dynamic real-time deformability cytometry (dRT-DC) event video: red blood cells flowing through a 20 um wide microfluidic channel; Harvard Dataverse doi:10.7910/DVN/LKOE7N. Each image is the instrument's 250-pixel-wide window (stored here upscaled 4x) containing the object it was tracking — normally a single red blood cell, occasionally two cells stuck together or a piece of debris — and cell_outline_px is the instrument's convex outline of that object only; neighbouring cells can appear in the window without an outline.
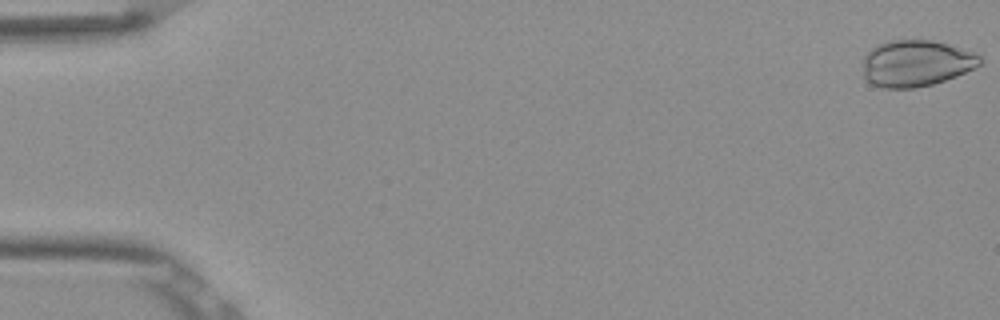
{"species": "Egyptian fruit bat (a non-hibernating species)", "species_latin": "Rousettus aegyptiacus", "temperature_condition": "room temperature", "stored_images_in_passage": 53, "camera_frame_rate_fps": 3000, "um_per_image_px": 0.085, "frame": {"image": 1, "passage_image": 1, "time_ms": 0.0, "image_size_px": [1000, 320], "cell_outline_px": [[984, 60], [980, 64], [956, 76], [932, 84], [916, 88], [884, 88], [872, 84], [864, 80], [864, 56], [876, 44], [888, 40], [932, 40], [948, 44], [972, 52], [980, 56]], "centroid_in_image_um": [77.83, 5.38], "position_along_channel_um": 7.2, "area_um2": 31.62}}
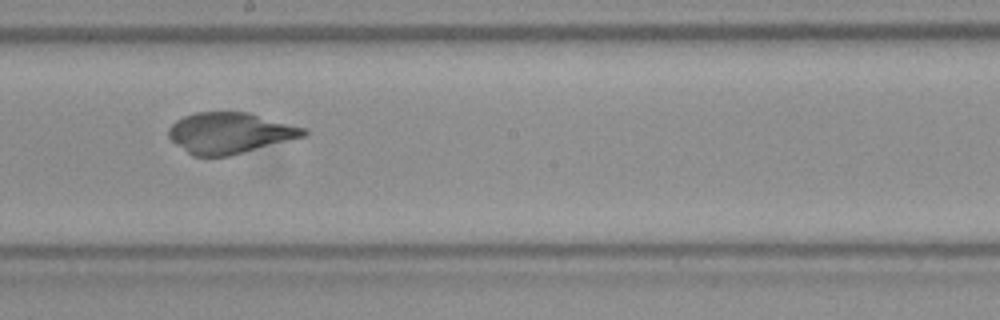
{"frame": {"image": 2, "passage_image": 30, "time_ms": 9.667, "image_size_px": [1000, 320], "cell_outline_px": [[308, 132], [304, 136], [228, 156], [192, 156], [176, 144], [168, 136], [168, 128], [176, 120], [184, 116], [196, 112], [248, 112], [308, 128]], "centroid_in_image_um": [19.53, 11.29], "position_along_channel_um": 228.7, "area_um2": 32.08}}
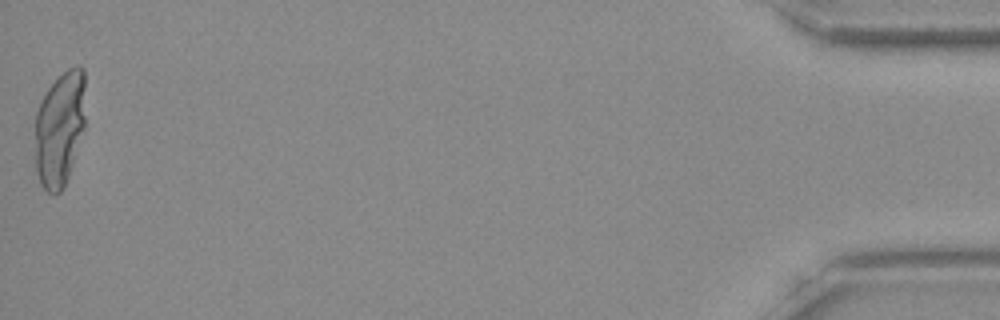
{"frame": {"image": 3, "passage_image": 53, "time_ms": 17.333, "image_size_px": [1000, 320], "cell_outline_px": [[84, 128], [64, 188], [56, 196], [48, 192], [40, 184], [36, 172], [36, 112], [48, 88], [68, 68], [76, 64], [80, 64], [84, 68]], "centroid_in_image_um": [5.08, 10.95], "position_along_channel_um": 430.1, "area_um2": 33.64}}